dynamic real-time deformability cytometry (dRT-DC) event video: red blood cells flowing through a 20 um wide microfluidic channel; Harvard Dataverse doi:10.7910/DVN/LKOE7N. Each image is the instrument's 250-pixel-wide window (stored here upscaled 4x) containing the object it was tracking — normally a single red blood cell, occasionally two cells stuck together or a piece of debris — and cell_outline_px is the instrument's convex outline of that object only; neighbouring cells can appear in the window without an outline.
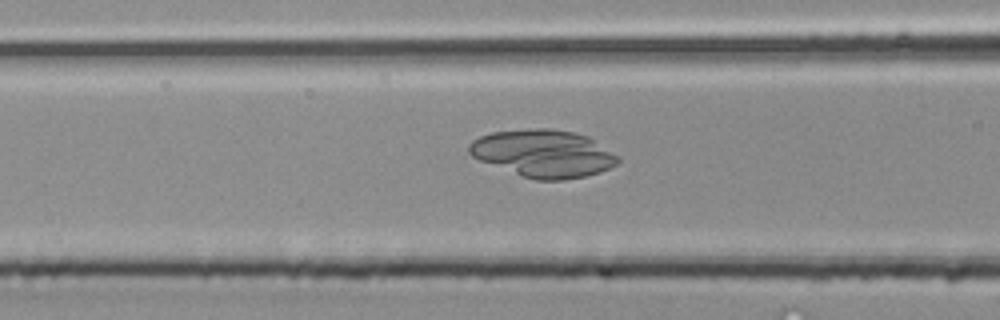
{"species": "common noctule bat (a hibernating species)", "species_latin": "Nyctalus noctula", "temperature_condition": "room temperature", "stored_images_in_passage": 43, "camera_frame_rate_fps": 3000, "um_per_image_px": 0.085, "animal": {"sex": "male", "body_mass_g": 20.4}, "frame": {"image": 1, "passage_image": 18, "time_ms": 5.667, "image_size_px": [1000, 320], "cell_outline_px": [[620, 160], [616, 164], [600, 172], [584, 176], [564, 180], [536, 180], [524, 176], [480, 160], [472, 156], [468, 152], [468, 144], [472, 140], [480, 136], [492, 132], [536, 128], [548, 128], [576, 132], [588, 136], [620, 156]], "centroid_in_image_um": [46.21, 13.03], "position_along_channel_um": 120.4, "area_um2": 40.98}}
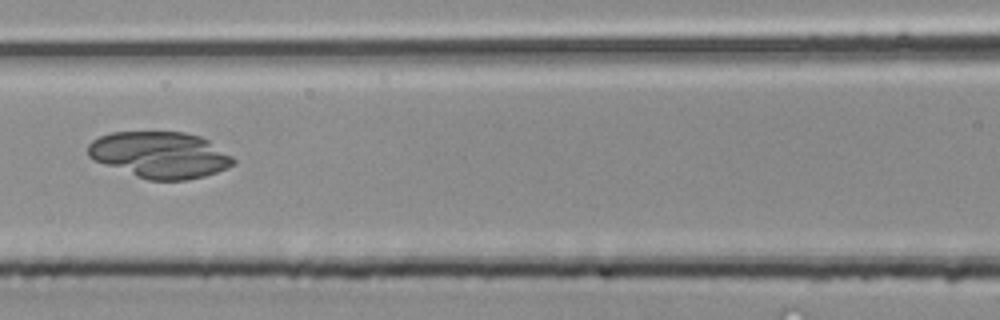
{"frame": {"image": 2, "passage_image": 20, "time_ms": 6.333, "image_size_px": [1000, 320], "cell_outline_px": [[236, 164], [216, 172], [204, 176], [188, 180], [148, 180], [136, 176], [92, 160], [88, 156], [88, 144], [92, 140], [100, 136], [112, 132], [184, 132], [200, 136], [208, 140], [232, 156], [236, 160]], "centroid_in_image_um": [13.59, 13.16], "position_along_channel_um": 153.0, "area_um2": 39.3}}
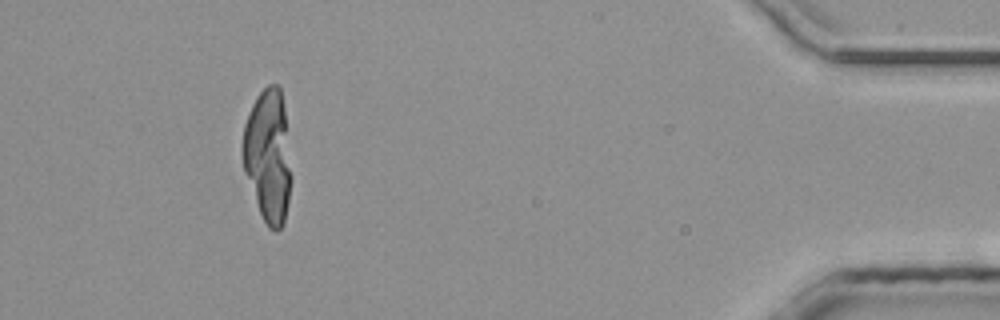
{"frame": {"image": 3, "passage_image": 40, "time_ms": 13.0, "image_size_px": [1000, 320], "cell_outline_px": [[292, 180], [284, 224], [276, 232], [268, 228], [260, 212], [244, 172], [240, 152], [240, 144], [244, 124], [248, 112], [256, 96], [268, 84], [276, 84], [280, 88], [284, 108], [292, 176]], "centroid_in_image_um": [22.76, 13.25], "position_along_channel_um": 412.4, "area_um2": 38.26}}